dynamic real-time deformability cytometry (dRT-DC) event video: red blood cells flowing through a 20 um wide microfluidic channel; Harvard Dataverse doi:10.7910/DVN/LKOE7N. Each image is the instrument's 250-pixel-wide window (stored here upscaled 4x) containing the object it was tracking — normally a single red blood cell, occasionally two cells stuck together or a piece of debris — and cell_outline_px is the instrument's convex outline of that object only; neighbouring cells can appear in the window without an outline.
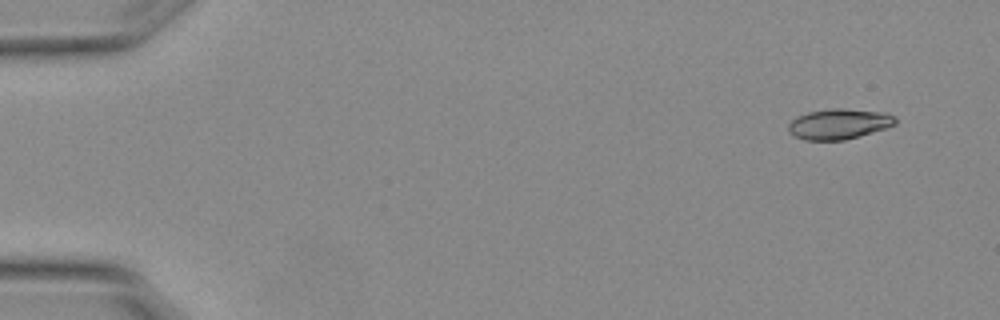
{"species": "Egyptian fruit bat (a non-hibernating species)", "species_latin": "Rousettus aegyptiacus", "temperature_condition": "warm", "stored_images_in_passage": 5, "camera_frame_rate_fps": 3000, "um_per_image_px": 0.085, "animal": {"sex": "female"}, "frame": {"image": 1, "passage_image": 1, "time_ms": 0.0, "image_size_px": [1000, 320], "cell_outline_px": [[896, 124], [888, 128], [844, 140], [804, 140], [788, 132], [788, 124], [796, 116], [808, 112], [828, 108], [844, 108], [880, 112], [892, 116], [896, 120]], "centroid_in_image_um": [71.28, 10.54], "position_along_channel_um": 13.7, "area_um2": 18.96}}